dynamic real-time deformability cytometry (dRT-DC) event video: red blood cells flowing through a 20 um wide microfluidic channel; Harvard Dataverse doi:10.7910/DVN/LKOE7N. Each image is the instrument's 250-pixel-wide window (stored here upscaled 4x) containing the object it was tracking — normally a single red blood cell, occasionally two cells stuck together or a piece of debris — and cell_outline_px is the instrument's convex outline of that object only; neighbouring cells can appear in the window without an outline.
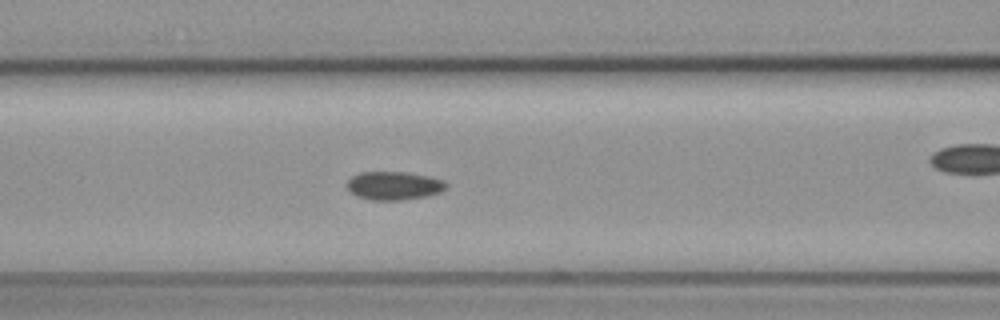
{"species": "common noctule bat (a hibernating species)", "species_latin": "Nyctalus noctula", "temperature_condition": "cold", "stored_images_in_passage": 42, "camera_frame_rate_fps": 3000, "um_per_image_px": 0.085, "animal": {"sex": "female", "body_mass_g": 19.3, "forearm_length_mm": 54.1}, "frame": {"image": 1, "passage_image": 11, "time_ms": 3.333, "image_size_px": [1000, 320], "cell_outline_px": [[448, 184], [440, 192], [428, 196], [404, 200], [372, 200], [356, 196], [348, 188], [348, 180], [352, 176], [360, 172], [404, 172], [428, 176], [444, 180]], "centroid_in_image_um": [33.5, 15.78], "position_along_channel_um": 133.1, "area_um2": 16.36}}
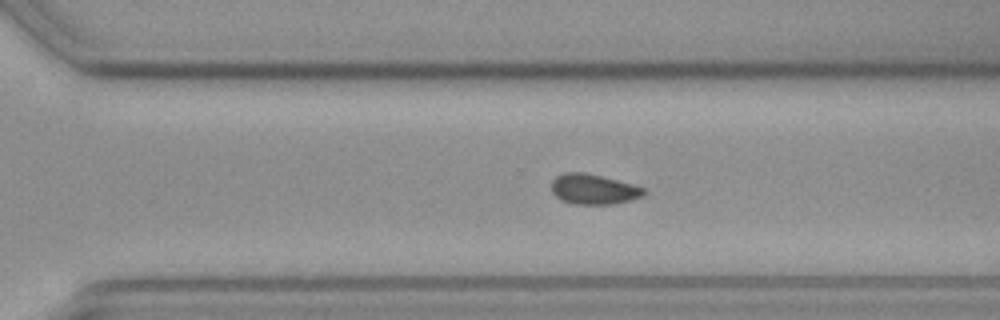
{"frame": {"image": 2, "passage_image": 26, "time_ms": 8.333, "image_size_px": [1000, 320], "cell_outline_px": [[648, 192], [644, 196], [612, 204], [572, 204], [560, 200], [552, 192], [552, 180], [556, 176], [564, 172], [584, 172], [632, 184], [644, 188]], "centroid_in_image_um": [50.43, 16.08], "position_along_channel_um": 320.2, "area_um2": 16.24}}